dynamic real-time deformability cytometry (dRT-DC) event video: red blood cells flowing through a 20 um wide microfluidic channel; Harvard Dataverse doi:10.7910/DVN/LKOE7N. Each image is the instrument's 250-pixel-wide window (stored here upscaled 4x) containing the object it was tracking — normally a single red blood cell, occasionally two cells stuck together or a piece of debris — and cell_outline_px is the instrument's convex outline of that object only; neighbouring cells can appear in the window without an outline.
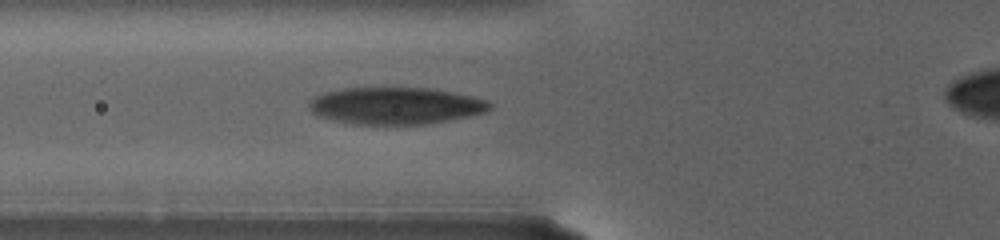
{"species": "human", "species_latin": "Homo sapiens", "temperature_condition": "warm", "stored_images_in_passage": 35, "camera_frame_rate_fps": 3000, "um_per_image_px": 0.085, "donor": {"sex": "female"}, "frame": {"image": 1, "passage_image": 12, "time_ms": 10.0, "image_size_px": [1000, 240], "cell_outline_px": [[492, 108], [488, 112], [468, 116], [424, 124], [348, 124], [316, 116], [308, 108], [308, 104], [316, 96], [328, 92], [348, 88], [424, 88], [448, 92], [488, 100], [492, 104]], "centroid_in_image_um": [33.6, 9.0], "position_along_channel_um": 92.2, "area_um2": 38.55}}
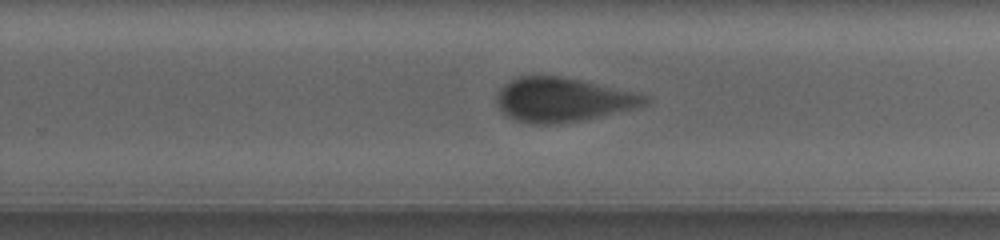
{"frame": {"image": 2, "passage_image": 21, "time_ms": 17.667, "image_size_px": [1000, 240], "cell_outline_px": [[652, 100], [648, 104], [632, 108], [580, 120], [556, 124], [528, 124], [516, 120], [508, 116], [500, 108], [496, 100], [496, 96], [500, 88], [512, 80], [520, 76], [560, 76], [648, 96]], "centroid_in_image_um": [47.78, 8.49], "position_along_channel_um": 282.0, "area_um2": 37.22}}
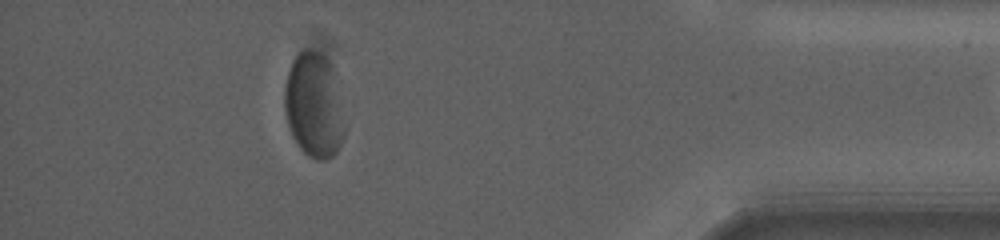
{"frame": {"image": 3, "passage_image": 34, "time_ms": 24.333, "image_size_px": [1000, 240], "cell_outline_px": [[344, 136], [336, 152], [332, 156], [324, 160], [316, 160], [308, 156], [300, 148], [292, 136], [288, 124], [284, 108], [284, 88], [288, 72], [292, 60], [304, 48], [312, 48], [324, 56], [332, 64], [336, 72], [344, 132]], "centroid_in_image_um": [26.67, 8.92], "position_along_channel_um": 408.5, "area_um2": 36.88}}